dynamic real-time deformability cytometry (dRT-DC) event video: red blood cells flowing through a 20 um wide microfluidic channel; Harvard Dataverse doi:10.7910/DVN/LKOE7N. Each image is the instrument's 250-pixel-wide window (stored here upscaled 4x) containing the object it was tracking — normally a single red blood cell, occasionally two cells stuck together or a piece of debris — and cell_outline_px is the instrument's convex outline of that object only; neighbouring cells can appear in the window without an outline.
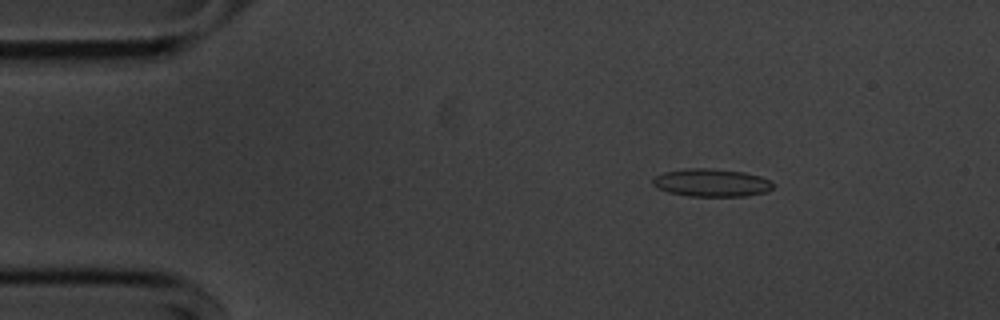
{"species": "common noctule bat (a hibernating species)", "species_latin": "Nyctalus noctula", "temperature_condition": "cold", "stored_images_in_passage": 55, "camera_frame_rate_fps": 3000, "um_per_image_px": 0.085, "animal": {"sex": "male", "body_mass_g": 20.1, "forearm_length_mm": 53.5}, "frame": {"image": 1, "passage_image": 8, "time_ms": 2.333, "image_size_px": [1000, 320], "cell_outline_px": [[776, 184], [768, 192], [744, 196], [688, 196], [668, 192], [656, 188], [652, 184], [652, 180], [656, 176], [664, 172], [688, 168], [708, 168], [744, 172], [760, 176], [772, 180]], "centroid_in_image_um": [60.51, 15.53], "position_along_channel_um": 24.5, "area_um2": 19.71}}
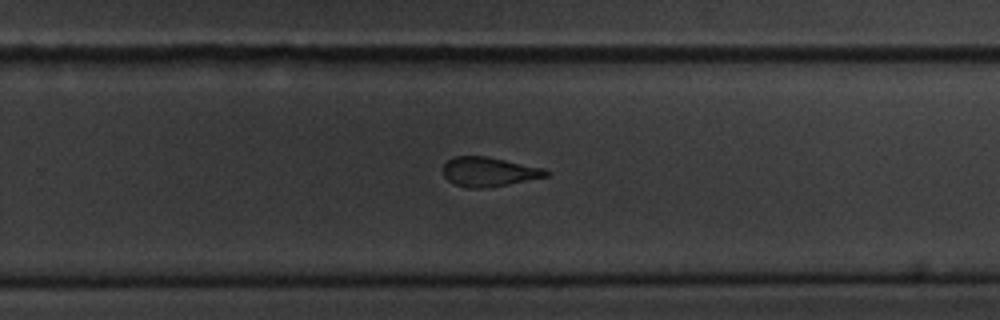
{"frame": {"image": 2, "passage_image": 35, "time_ms": 11.333, "image_size_px": [1000, 320], "cell_outline_px": [[552, 172], [548, 176], [508, 184], [484, 188], [468, 188], [456, 184], [448, 180], [444, 176], [444, 164], [448, 160], [456, 156], [484, 156], [544, 168]], "centroid_in_image_um": [41.57, 14.6], "position_along_channel_um": 288.2, "area_um2": 17.4}}
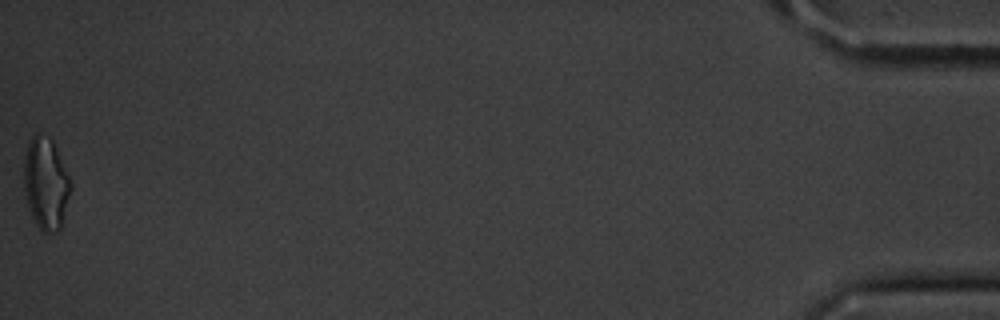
{"frame": {"image": 3, "passage_image": 55, "time_ms": 18.0, "image_size_px": [1000, 320], "cell_outline_px": [[72, 188], [60, 228], [56, 232], [44, 232], [36, 224], [32, 216], [28, 204], [24, 188], [24, 160], [28, 140], [36, 132], [40, 132], [48, 136], [52, 140], [56, 148], [72, 184]], "centroid_in_image_um": [3.89, 15.55], "position_along_channel_um": 431.3, "area_um2": 24.97}, "authors_computed_cell_mechanics": {"area_um2": 18.6694, "velocity_mm_per_s": 3.6128, "shape_relaxation_time_tau1_ms": 5.5937, "shape_relaxation_time_tau2_ms": 2.2636, "deformation_change_tau1": 0.1532, "deformation_change_tau2": 0.1023}}